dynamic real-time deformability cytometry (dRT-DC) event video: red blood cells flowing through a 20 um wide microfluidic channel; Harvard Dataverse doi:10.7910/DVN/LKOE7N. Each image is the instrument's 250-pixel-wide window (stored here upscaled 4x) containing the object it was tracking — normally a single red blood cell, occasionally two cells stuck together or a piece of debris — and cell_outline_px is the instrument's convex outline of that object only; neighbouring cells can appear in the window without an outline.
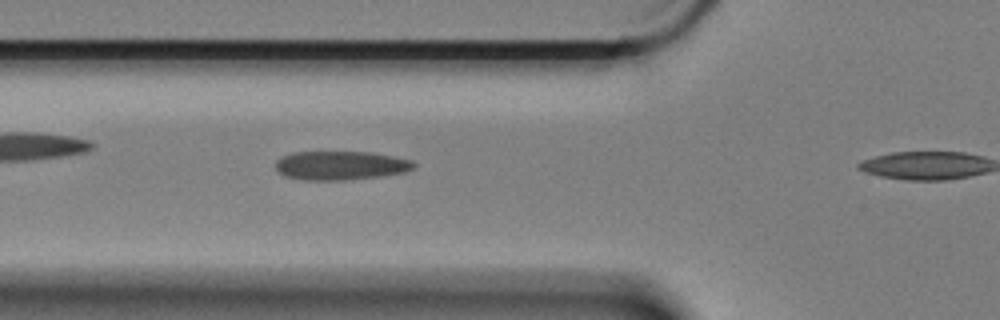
{"species": "Egyptian fruit bat (a non-hibernating species)", "species_latin": "Rousettus aegyptiacus", "temperature_condition": "cold", "stored_images_in_passage": 5, "camera_frame_rate_fps": 3000, "um_per_image_px": 0.085, "animal": {"sex": "female"}, "frame": {"image": 1, "passage_image": 4, "time_ms": 1.0, "image_size_px": [1000, 320], "cell_outline_px": [[416, 164], [412, 168], [404, 172], [380, 176], [344, 180], [300, 180], [284, 176], [276, 168], [276, 160], [292, 152], [372, 152], [412, 160]], "centroid_in_image_um": [28.93, 14.06], "position_along_channel_um": 96.9, "area_um2": 23.18}}